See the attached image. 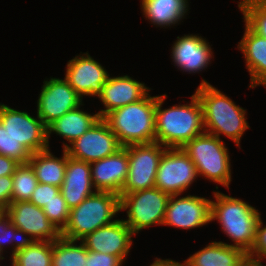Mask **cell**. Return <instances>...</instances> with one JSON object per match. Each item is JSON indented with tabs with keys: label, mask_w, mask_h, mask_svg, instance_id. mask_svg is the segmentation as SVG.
<instances>
[{
	"label": "cell",
	"mask_w": 266,
	"mask_h": 266,
	"mask_svg": "<svg viewBox=\"0 0 266 266\" xmlns=\"http://www.w3.org/2000/svg\"><path fill=\"white\" fill-rule=\"evenodd\" d=\"M166 97L156 96L155 142L166 148H182L205 132L201 102L194 93L189 104L162 109Z\"/></svg>",
	"instance_id": "obj_1"
},
{
	"label": "cell",
	"mask_w": 266,
	"mask_h": 266,
	"mask_svg": "<svg viewBox=\"0 0 266 266\" xmlns=\"http://www.w3.org/2000/svg\"><path fill=\"white\" fill-rule=\"evenodd\" d=\"M195 94L201 102L205 132L218 138L223 134L240 148L241 138L246 129L250 128L245 117L246 110L205 79Z\"/></svg>",
	"instance_id": "obj_2"
},
{
	"label": "cell",
	"mask_w": 266,
	"mask_h": 266,
	"mask_svg": "<svg viewBox=\"0 0 266 266\" xmlns=\"http://www.w3.org/2000/svg\"><path fill=\"white\" fill-rule=\"evenodd\" d=\"M156 96L149 93L135 103L112 110L102 119L122 147L155 142Z\"/></svg>",
	"instance_id": "obj_3"
},
{
	"label": "cell",
	"mask_w": 266,
	"mask_h": 266,
	"mask_svg": "<svg viewBox=\"0 0 266 266\" xmlns=\"http://www.w3.org/2000/svg\"><path fill=\"white\" fill-rule=\"evenodd\" d=\"M211 221L218 220L222 231L234 242L231 246L248 253L255 241L256 227L260 212L245 201L213 191Z\"/></svg>",
	"instance_id": "obj_4"
},
{
	"label": "cell",
	"mask_w": 266,
	"mask_h": 266,
	"mask_svg": "<svg viewBox=\"0 0 266 266\" xmlns=\"http://www.w3.org/2000/svg\"><path fill=\"white\" fill-rule=\"evenodd\" d=\"M120 213V196L96 191L70 210L67 224L60 231L63 238L80 241L96 229L111 224Z\"/></svg>",
	"instance_id": "obj_5"
},
{
	"label": "cell",
	"mask_w": 266,
	"mask_h": 266,
	"mask_svg": "<svg viewBox=\"0 0 266 266\" xmlns=\"http://www.w3.org/2000/svg\"><path fill=\"white\" fill-rule=\"evenodd\" d=\"M215 135L204 132L186 143L181 149L195 164L198 176L229 189L231 160L228 148Z\"/></svg>",
	"instance_id": "obj_6"
},
{
	"label": "cell",
	"mask_w": 266,
	"mask_h": 266,
	"mask_svg": "<svg viewBox=\"0 0 266 266\" xmlns=\"http://www.w3.org/2000/svg\"><path fill=\"white\" fill-rule=\"evenodd\" d=\"M170 195L154 187L120 195V211L127 210L123 220L133 234L152 225H163Z\"/></svg>",
	"instance_id": "obj_7"
},
{
	"label": "cell",
	"mask_w": 266,
	"mask_h": 266,
	"mask_svg": "<svg viewBox=\"0 0 266 266\" xmlns=\"http://www.w3.org/2000/svg\"><path fill=\"white\" fill-rule=\"evenodd\" d=\"M126 148L129 167L120 195L154 188L158 165L167 148L158 142L128 145Z\"/></svg>",
	"instance_id": "obj_8"
},
{
	"label": "cell",
	"mask_w": 266,
	"mask_h": 266,
	"mask_svg": "<svg viewBox=\"0 0 266 266\" xmlns=\"http://www.w3.org/2000/svg\"><path fill=\"white\" fill-rule=\"evenodd\" d=\"M197 177L195 164L181 148H167L158 165L155 187L169 195H181Z\"/></svg>",
	"instance_id": "obj_9"
},
{
	"label": "cell",
	"mask_w": 266,
	"mask_h": 266,
	"mask_svg": "<svg viewBox=\"0 0 266 266\" xmlns=\"http://www.w3.org/2000/svg\"><path fill=\"white\" fill-rule=\"evenodd\" d=\"M70 144L63 142V149L68 156L87 163L113 155L122 148L116 135L102 118Z\"/></svg>",
	"instance_id": "obj_10"
},
{
	"label": "cell",
	"mask_w": 266,
	"mask_h": 266,
	"mask_svg": "<svg viewBox=\"0 0 266 266\" xmlns=\"http://www.w3.org/2000/svg\"><path fill=\"white\" fill-rule=\"evenodd\" d=\"M0 122L32 154L50 148L47 143V128L38 115L35 118L25 111L0 103Z\"/></svg>",
	"instance_id": "obj_11"
},
{
	"label": "cell",
	"mask_w": 266,
	"mask_h": 266,
	"mask_svg": "<svg viewBox=\"0 0 266 266\" xmlns=\"http://www.w3.org/2000/svg\"><path fill=\"white\" fill-rule=\"evenodd\" d=\"M37 100V115L47 127L81 105L82 99L65 79L51 78L44 80Z\"/></svg>",
	"instance_id": "obj_12"
},
{
	"label": "cell",
	"mask_w": 266,
	"mask_h": 266,
	"mask_svg": "<svg viewBox=\"0 0 266 266\" xmlns=\"http://www.w3.org/2000/svg\"><path fill=\"white\" fill-rule=\"evenodd\" d=\"M178 196L170 195L163 225L187 230L212 222L211 200L194 195Z\"/></svg>",
	"instance_id": "obj_13"
},
{
	"label": "cell",
	"mask_w": 266,
	"mask_h": 266,
	"mask_svg": "<svg viewBox=\"0 0 266 266\" xmlns=\"http://www.w3.org/2000/svg\"><path fill=\"white\" fill-rule=\"evenodd\" d=\"M109 76L106 69L86 52L68 61L64 79L82 98L98 96Z\"/></svg>",
	"instance_id": "obj_14"
},
{
	"label": "cell",
	"mask_w": 266,
	"mask_h": 266,
	"mask_svg": "<svg viewBox=\"0 0 266 266\" xmlns=\"http://www.w3.org/2000/svg\"><path fill=\"white\" fill-rule=\"evenodd\" d=\"M5 212L10 217L11 223L34 241L54 242L61 236L43 209L29 201L11 202Z\"/></svg>",
	"instance_id": "obj_15"
},
{
	"label": "cell",
	"mask_w": 266,
	"mask_h": 266,
	"mask_svg": "<svg viewBox=\"0 0 266 266\" xmlns=\"http://www.w3.org/2000/svg\"><path fill=\"white\" fill-rule=\"evenodd\" d=\"M133 235L132 230L122 219H116L111 224L86 235L80 241L88 251L111 254L124 262L130 252Z\"/></svg>",
	"instance_id": "obj_16"
},
{
	"label": "cell",
	"mask_w": 266,
	"mask_h": 266,
	"mask_svg": "<svg viewBox=\"0 0 266 266\" xmlns=\"http://www.w3.org/2000/svg\"><path fill=\"white\" fill-rule=\"evenodd\" d=\"M95 191L112 192L120 196L128 174L129 157L126 147L113 155L90 163Z\"/></svg>",
	"instance_id": "obj_17"
},
{
	"label": "cell",
	"mask_w": 266,
	"mask_h": 266,
	"mask_svg": "<svg viewBox=\"0 0 266 266\" xmlns=\"http://www.w3.org/2000/svg\"><path fill=\"white\" fill-rule=\"evenodd\" d=\"M150 91L144 83L139 82L128 75L111 77L103 85L102 92L97 96L105 109L97 112L100 118L114 109L127 104L138 102Z\"/></svg>",
	"instance_id": "obj_18"
},
{
	"label": "cell",
	"mask_w": 266,
	"mask_h": 266,
	"mask_svg": "<svg viewBox=\"0 0 266 266\" xmlns=\"http://www.w3.org/2000/svg\"><path fill=\"white\" fill-rule=\"evenodd\" d=\"M212 48L205 40L198 35L188 34L177 37L172 46L171 56L174 66L181 71L197 73L210 65L213 58Z\"/></svg>",
	"instance_id": "obj_19"
},
{
	"label": "cell",
	"mask_w": 266,
	"mask_h": 266,
	"mask_svg": "<svg viewBox=\"0 0 266 266\" xmlns=\"http://www.w3.org/2000/svg\"><path fill=\"white\" fill-rule=\"evenodd\" d=\"M60 192L70 210L94 194L96 191L91 180L90 163L73 159L67 154L65 177Z\"/></svg>",
	"instance_id": "obj_20"
},
{
	"label": "cell",
	"mask_w": 266,
	"mask_h": 266,
	"mask_svg": "<svg viewBox=\"0 0 266 266\" xmlns=\"http://www.w3.org/2000/svg\"><path fill=\"white\" fill-rule=\"evenodd\" d=\"M237 47L244 54L246 69L250 74L249 88L259 85L266 87V38L245 23V32Z\"/></svg>",
	"instance_id": "obj_21"
},
{
	"label": "cell",
	"mask_w": 266,
	"mask_h": 266,
	"mask_svg": "<svg viewBox=\"0 0 266 266\" xmlns=\"http://www.w3.org/2000/svg\"><path fill=\"white\" fill-rule=\"evenodd\" d=\"M186 261L190 266H250L248 255L243 249L222 241L211 242Z\"/></svg>",
	"instance_id": "obj_22"
},
{
	"label": "cell",
	"mask_w": 266,
	"mask_h": 266,
	"mask_svg": "<svg viewBox=\"0 0 266 266\" xmlns=\"http://www.w3.org/2000/svg\"><path fill=\"white\" fill-rule=\"evenodd\" d=\"M80 107L81 106L68 111L62 117L56 119L46 127L48 145L51 133H56L70 144L75 139L81 137L100 119L98 113L92 115L82 111Z\"/></svg>",
	"instance_id": "obj_23"
},
{
	"label": "cell",
	"mask_w": 266,
	"mask_h": 266,
	"mask_svg": "<svg viewBox=\"0 0 266 266\" xmlns=\"http://www.w3.org/2000/svg\"><path fill=\"white\" fill-rule=\"evenodd\" d=\"M188 0H142L143 15L157 27H170L185 18Z\"/></svg>",
	"instance_id": "obj_24"
},
{
	"label": "cell",
	"mask_w": 266,
	"mask_h": 266,
	"mask_svg": "<svg viewBox=\"0 0 266 266\" xmlns=\"http://www.w3.org/2000/svg\"><path fill=\"white\" fill-rule=\"evenodd\" d=\"M28 163L34 169L38 183L61 187L65 177L67 152L63 149L62 158L55 157L50 149L31 155Z\"/></svg>",
	"instance_id": "obj_25"
},
{
	"label": "cell",
	"mask_w": 266,
	"mask_h": 266,
	"mask_svg": "<svg viewBox=\"0 0 266 266\" xmlns=\"http://www.w3.org/2000/svg\"><path fill=\"white\" fill-rule=\"evenodd\" d=\"M59 237L52 245V266H85L88 250L80 241Z\"/></svg>",
	"instance_id": "obj_26"
},
{
	"label": "cell",
	"mask_w": 266,
	"mask_h": 266,
	"mask_svg": "<svg viewBox=\"0 0 266 266\" xmlns=\"http://www.w3.org/2000/svg\"><path fill=\"white\" fill-rule=\"evenodd\" d=\"M53 242L34 241L11 257L14 266H52Z\"/></svg>",
	"instance_id": "obj_27"
},
{
	"label": "cell",
	"mask_w": 266,
	"mask_h": 266,
	"mask_svg": "<svg viewBox=\"0 0 266 266\" xmlns=\"http://www.w3.org/2000/svg\"><path fill=\"white\" fill-rule=\"evenodd\" d=\"M13 189L11 202L29 201L34 192L38 179L29 163L20 164L12 175Z\"/></svg>",
	"instance_id": "obj_28"
},
{
	"label": "cell",
	"mask_w": 266,
	"mask_h": 266,
	"mask_svg": "<svg viewBox=\"0 0 266 266\" xmlns=\"http://www.w3.org/2000/svg\"><path fill=\"white\" fill-rule=\"evenodd\" d=\"M33 242L34 240L28 234L11 223L5 211L0 213V251L2 254L6 244L13 245L12 256L16 251L25 249Z\"/></svg>",
	"instance_id": "obj_29"
},
{
	"label": "cell",
	"mask_w": 266,
	"mask_h": 266,
	"mask_svg": "<svg viewBox=\"0 0 266 266\" xmlns=\"http://www.w3.org/2000/svg\"><path fill=\"white\" fill-rule=\"evenodd\" d=\"M238 7L244 22L258 35L266 38V0H240Z\"/></svg>",
	"instance_id": "obj_30"
},
{
	"label": "cell",
	"mask_w": 266,
	"mask_h": 266,
	"mask_svg": "<svg viewBox=\"0 0 266 266\" xmlns=\"http://www.w3.org/2000/svg\"><path fill=\"white\" fill-rule=\"evenodd\" d=\"M0 155L9 157L19 164H27L32 153L5 130L0 122Z\"/></svg>",
	"instance_id": "obj_31"
},
{
	"label": "cell",
	"mask_w": 266,
	"mask_h": 266,
	"mask_svg": "<svg viewBox=\"0 0 266 266\" xmlns=\"http://www.w3.org/2000/svg\"><path fill=\"white\" fill-rule=\"evenodd\" d=\"M47 218L61 231L67 224L70 209L62 193H58L53 200L42 208Z\"/></svg>",
	"instance_id": "obj_32"
},
{
	"label": "cell",
	"mask_w": 266,
	"mask_h": 266,
	"mask_svg": "<svg viewBox=\"0 0 266 266\" xmlns=\"http://www.w3.org/2000/svg\"><path fill=\"white\" fill-rule=\"evenodd\" d=\"M247 255L250 266H256L266 258V226L263 227L261 217L257 223L254 244Z\"/></svg>",
	"instance_id": "obj_33"
},
{
	"label": "cell",
	"mask_w": 266,
	"mask_h": 266,
	"mask_svg": "<svg viewBox=\"0 0 266 266\" xmlns=\"http://www.w3.org/2000/svg\"><path fill=\"white\" fill-rule=\"evenodd\" d=\"M60 193V188L50 184L38 183L29 202L39 208H43Z\"/></svg>",
	"instance_id": "obj_34"
},
{
	"label": "cell",
	"mask_w": 266,
	"mask_h": 266,
	"mask_svg": "<svg viewBox=\"0 0 266 266\" xmlns=\"http://www.w3.org/2000/svg\"><path fill=\"white\" fill-rule=\"evenodd\" d=\"M123 262L114 255L88 251L85 266H122Z\"/></svg>",
	"instance_id": "obj_35"
},
{
	"label": "cell",
	"mask_w": 266,
	"mask_h": 266,
	"mask_svg": "<svg viewBox=\"0 0 266 266\" xmlns=\"http://www.w3.org/2000/svg\"><path fill=\"white\" fill-rule=\"evenodd\" d=\"M13 189L12 175L0 176V210L5 211L11 203Z\"/></svg>",
	"instance_id": "obj_36"
},
{
	"label": "cell",
	"mask_w": 266,
	"mask_h": 266,
	"mask_svg": "<svg viewBox=\"0 0 266 266\" xmlns=\"http://www.w3.org/2000/svg\"><path fill=\"white\" fill-rule=\"evenodd\" d=\"M19 165L20 164L15 160L4 155H0V176L13 175Z\"/></svg>",
	"instance_id": "obj_37"
},
{
	"label": "cell",
	"mask_w": 266,
	"mask_h": 266,
	"mask_svg": "<svg viewBox=\"0 0 266 266\" xmlns=\"http://www.w3.org/2000/svg\"><path fill=\"white\" fill-rule=\"evenodd\" d=\"M150 266H190L189 263L184 260L183 263L176 262L175 260L171 259H160L156 258L155 261Z\"/></svg>",
	"instance_id": "obj_38"
},
{
	"label": "cell",
	"mask_w": 266,
	"mask_h": 266,
	"mask_svg": "<svg viewBox=\"0 0 266 266\" xmlns=\"http://www.w3.org/2000/svg\"><path fill=\"white\" fill-rule=\"evenodd\" d=\"M2 255H3V254H2V252L0 251V261L5 259Z\"/></svg>",
	"instance_id": "obj_39"
},
{
	"label": "cell",
	"mask_w": 266,
	"mask_h": 266,
	"mask_svg": "<svg viewBox=\"0 0 266 266\" xmlns=\"http://www.w3.org/2000/svg\"><path fill=\"white\" fill-rule=\"evenodd\" d=\"M256 266H264L262 263L257 264ZM266 266V265H265Z\"/></svg>",
	"instance_id": "obj_40"
}]
</instances>
